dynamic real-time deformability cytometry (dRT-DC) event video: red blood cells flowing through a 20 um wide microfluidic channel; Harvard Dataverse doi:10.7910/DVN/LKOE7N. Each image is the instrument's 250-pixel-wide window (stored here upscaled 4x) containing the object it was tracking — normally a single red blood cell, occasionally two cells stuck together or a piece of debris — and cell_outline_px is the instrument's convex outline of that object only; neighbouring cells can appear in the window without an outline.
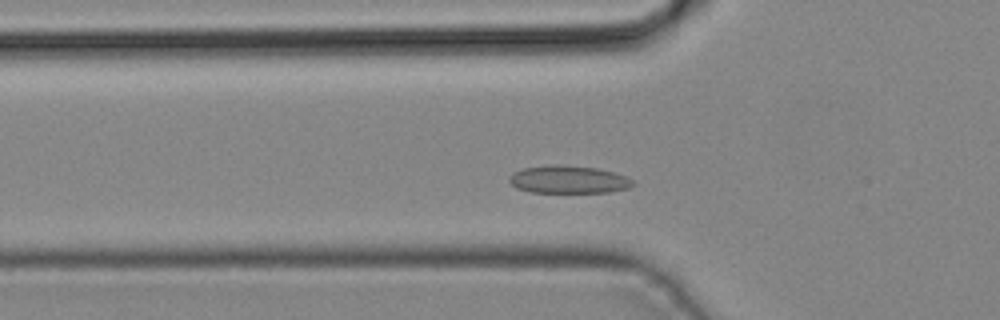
{"species": "common noctule bat (a hibernating species)", "species_latin": "Nyctalus noctula", "temperature_condition": "cold", "stored_images_in_passage": 38, "camera_frame_rate_fps": 3000, "um_per_image_px": 0.085, "animal": {"sex": "male", "body_mass_g": 19.2, "forearm_length_mm": 51.8}, "frame": {"image": 1, "passage_image": 9, "time_ms": 2.667, "image_size_px": [1000, 320], "cell_outline_px": [[636, 184], [628, 188], [608, 192], [532, 192], [516, 188], [508, 180], [508, 176], [512, 172], [524, 168], [552, 164], [560, 164], [596, 168], [628, 176]], "centroid_in_image_um": [48.3, 15.25], "position_along_channel_um": 77.5, "area_um2": 20.06}}
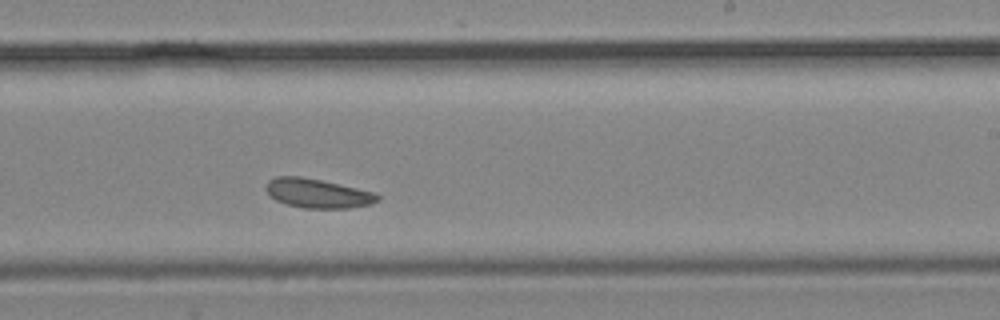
{"frame": {"image": 2, "passage_image": 21, "time_ms": 6.667, "image_size_px": [1000, 320], "cell_outline_px": [[380, 200], [372, 204], [348, 208], [304, 208], [284, 204], [268, 196], [264, 188], [268, 180], [276, 176], [300, 176], [320, 180], [376, 192], [380, 196]], "centroid_in_image_um": [26.97, 16.44], "position_along_channel_um": 262.0, "area_um2": 19.25}}
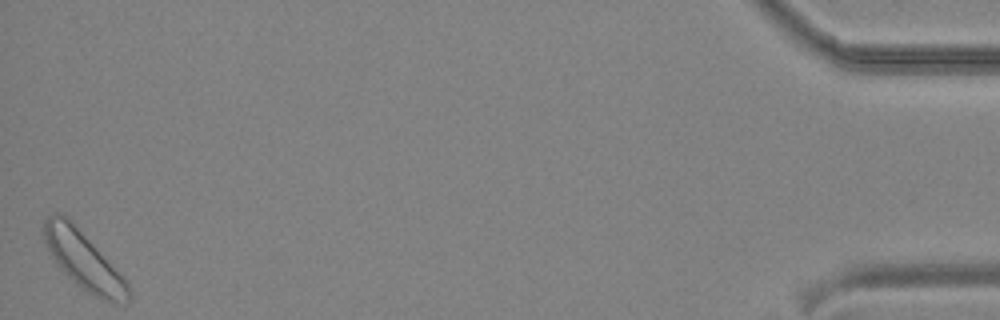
{"frame": {"image": 3, "passage_image": 38, "time_ms": 12.333, "image_size_px": [1000, 320], "cell_outline_px": [[132, 296], [128, 304], [116, 304], [100, 300], [76, 284], [64, 272], [52, 256], [44, 244], [44, 220], [48, 216], [56, 212], [60, 212], [68, 216], [128, 280], [132, 288]], "centroid_in_image_um": [7.19, 22.17], "position_along_channel_um": 428.0, "area_um2": 29.13}}